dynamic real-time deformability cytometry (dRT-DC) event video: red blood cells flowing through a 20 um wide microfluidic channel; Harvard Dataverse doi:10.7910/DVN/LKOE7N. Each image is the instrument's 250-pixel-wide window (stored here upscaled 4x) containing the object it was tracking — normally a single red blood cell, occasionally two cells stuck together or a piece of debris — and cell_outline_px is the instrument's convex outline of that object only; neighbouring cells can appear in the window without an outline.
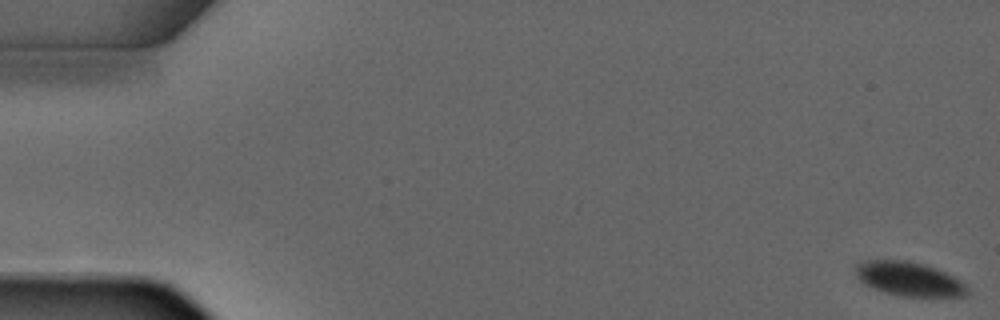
{"species": "common noctule bat (a hibernating species)", "species_latin": "Nyctalus noctula", "temperature_condition": "warm", "stored_images_in_passage": 5, "camera_frame_rate_fps": 3000, "um_per_image_px": 0.085, "animal": {"sex": "male", "forearm_length_mm": 52.5}, "frame": {"image": 1, "passage_image": 1, "time_ms": 0.0, "image_size_px": [1000, 320], "cell_outline_px": [[968, 296], [904, 296], [884, 292], [860, 280], [856, 276], [856, 264], [864, 260], [908, 260], [924, 264], [936, 268], [960, 280], [964, 284], [968, 292]], "centroid_in_image_um": [77.27, 23.69], "position_along_channel_um": 7.7, "area_um2": 21.85}}
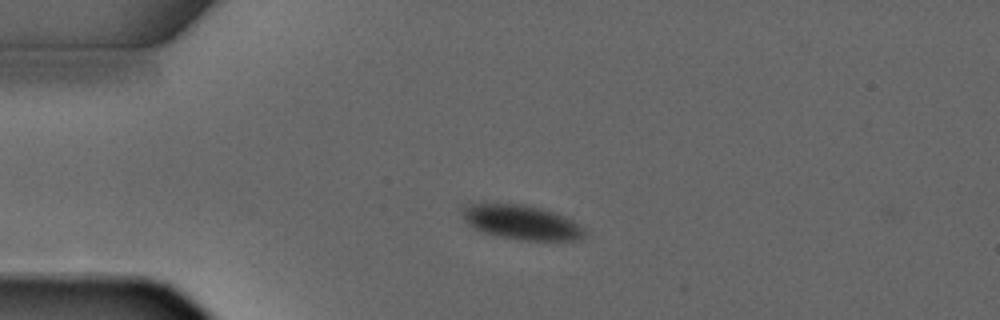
{"frame": {"image": 2, "passage_image": 4, "time_ms": 3.333, "image_size_px": [1000, 320], "cell_outline_px": [[584, 236], [580, 240], [524, 240], [484, 232], [468, 224], [464, 220], [460, 212], [460, 208], [464, 204], [524, 204], [556, 212], [572, 220], [584, 228]], "centroid_in_image_um": [44.32, 18.87], "position_along_channel_um": 40.7, "area_um2": 24.33}}